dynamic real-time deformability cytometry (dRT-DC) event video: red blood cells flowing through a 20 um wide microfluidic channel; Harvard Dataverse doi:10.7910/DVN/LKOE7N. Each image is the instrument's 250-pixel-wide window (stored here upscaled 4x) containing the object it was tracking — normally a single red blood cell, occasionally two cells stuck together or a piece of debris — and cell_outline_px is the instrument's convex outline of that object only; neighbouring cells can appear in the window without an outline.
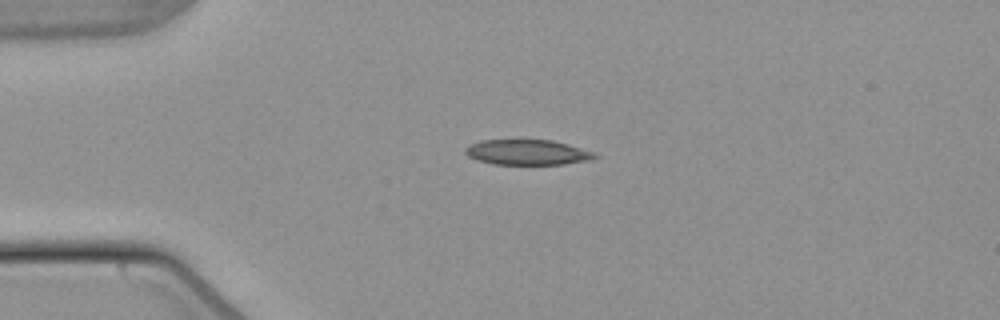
{"species": "common noctule bat (a hibernating species)", "species_latin": "Nyctalus noctula", "temperature_condition": "warm", "stored_images_in_passage": 42, "camera_frame_rate_fps": 3000, "um_per_image_px": 0.085, "animal": {"sex": "male", "body_mass_g": 21.5, "forearm_length_mm": 52.0}, "frame": {"image": 1, "passage_image": 1, "time_ms": 0.0, "image_size_px": [1000, 320], "cell_outline_px": [[600, 156], [588, 160], [564, 164], [492, 164], [476, 160], [468, 156], [464, 152], [464, 148], [480, 140], [552, 140], [568, 144], [596, 152]], "centroid_in_image_um": [44.83, 12.94], "position_along_channel_um": 40.2, "area_um2": 19.13}}
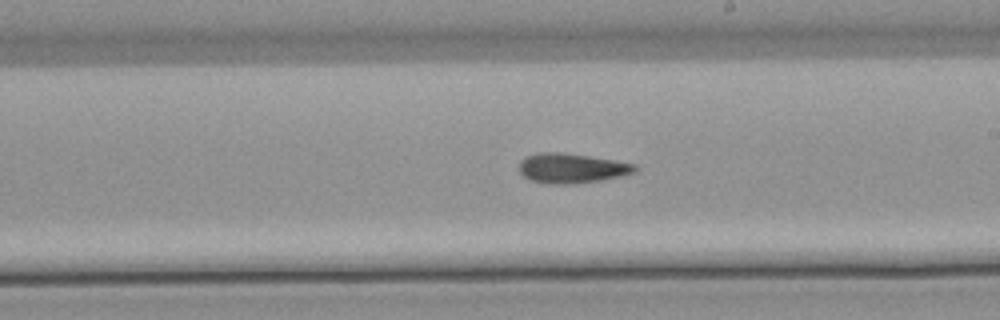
{"frame": {"image": 2, "passage_image": 19, "time_ms": 6.0, "image_size_px": [1000, 320], "cell_outline_px": [[640, 168], [636, 172], [620, 176], [600, 180], [572, 184], [544, 184], [532, 180], [524, 176], [520, 172], [520, 160], [528, 156], [540, 152], [564, 152], [636, 164]], "centroid_in_image_um": [48.61, 14.3], "position_along_channel_um": 240.4, "area_um2": 20.06}}
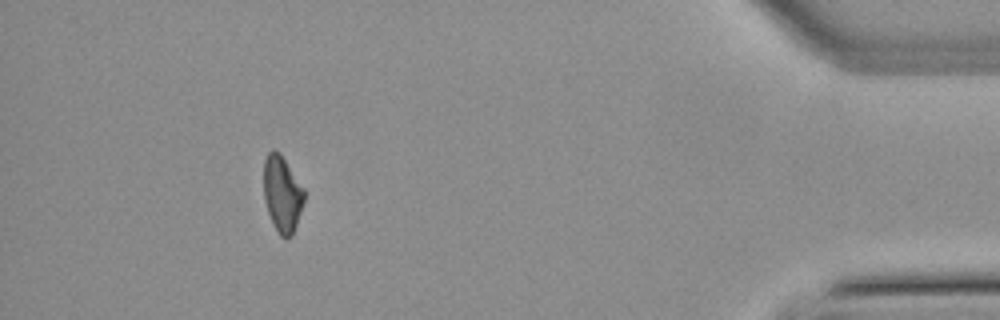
{"frame": {"image": 3, "passage_image": 37, "time_ms": 12.0, "image_size_px": [1000, 320], "cell_outline_px": [[304, 200], [292, 236], [284, 240], [280, 236], [272, 224], [264, 200], [264, 160], [268, 152], [272, 148], [280, 152], [304, 188]], "centroid_in_image_um": [23.97, 16.48], "position_along_channel_um": 411.2, "area_um2": 18.09}, "authors_computed_cell_mechanics": {"area_um2": 19.2474, "velocity_mm_per_s": 3.8267, "shape_relaxation_time_tau1_ms": null, "shape_relaxation_time_tau2_ms": 6.7574, "deformation_change_tau1": null, "deformation_change_tau2": 0.1664}}